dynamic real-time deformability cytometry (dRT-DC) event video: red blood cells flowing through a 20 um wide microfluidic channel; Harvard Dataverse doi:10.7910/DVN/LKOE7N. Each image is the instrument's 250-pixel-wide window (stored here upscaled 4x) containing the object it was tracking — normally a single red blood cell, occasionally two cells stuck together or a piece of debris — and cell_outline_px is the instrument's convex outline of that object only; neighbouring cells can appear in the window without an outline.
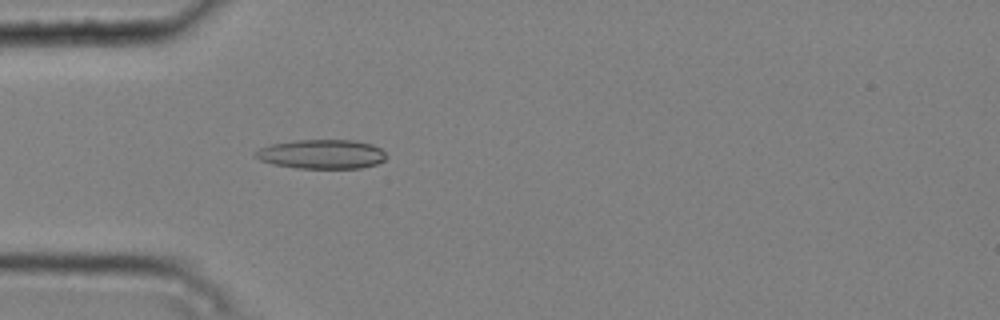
{"species": "common noctule bat (a hibernating species)", "species_latin": "Nyctalus noctula", "temperature_condition": "cold", "stored_images_in_passage": 4, "camera_frame_rate_fps": 3000, "um_per_image_px": 0.085, "animal": {"sex": "male", "body_mass_g": 20.4}, "frame": {"image": 1, "passage_image": 4, "time_ms": 1.0, "image_size_px": [1000, 320], "cell_outline_px": [[388, 156], [384, 160], [376, 164], [360, 168], [296, 168], [272, 164], [260, 160], [252, 156], [252, 152], [260, 148], [272, 144], [296, 140], [352, 140], [372, 144], [380, 148]], "centroid_in_image_um": [27.31, 13.1], "position_along_channel_um": 57.7, "area_um2": 22.43}}